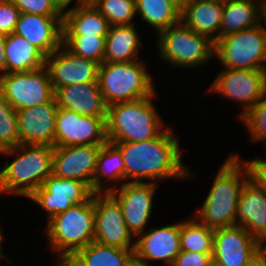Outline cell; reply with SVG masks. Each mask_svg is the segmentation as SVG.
Masks as SVG:
<instances>
[{"label":"cell","instance_id":"25","mask_svg":"<svg viewBox=\"0 0 266 266\" xmlns=\"http://www.w3.org/2000/svg\"><path fill=\"white\" fill-rule=\"evenodd\" d=\"M119 183L121 186L125 183V164L120 150L107 141L98 155L93 175V193H108L119 187Z\"/></svg>","mask_w":266,"mask_h":266},{"label":"cell","instance_id":"9","mask_svg":"<svg viewBox=\"0 0 266 266\" xmlns=\"http://www.w3.org/2000/svg\"><path fill=\"white\" fill-rule=\"evenodd\" d=\"M218 94L240 105L239 118L266 96V70L221 68L205 93Z\"/></svg>","mask_w":266,"mask_h":266},{"label":"cell","instance_id":"46","mask_svg":"<svg viewBox=\"0 0 266 266\" xmlns=\"http://www.w3.org/2000/svg\"><path fill=\"white\" fill-rule=\"evenodd\" d=\"M260 251L266 256V237L260 241Z\"/></svg>","mask_w":266,"mask_h":266},{"label":"cell","instance_id":"49","mask_svg":"<svg viewBox=\"0 0 266 266\" xmlns=\"http://www.w3.org/2000/svg\"><path fill=\"white\" fill-rule=\"evenodd\" d=\"M4 151H5V148L0 144V155L1 156H2Z\"/></svg>","mask_w":266,"mask_h":266},{"label":"cell","instance_id":"18","mask_svg":"<svg viewBox=\"0 0 266 266\" xmlns=\"http://www.w3.org/2000/svg\"><path fill=\"white\" fill-rule=\"evenodd\" d=\"M45 66L49 71L54 92L66 85L98 83L99 64L74 55L63 45L46 57Z\"/></svg>","mask_w":266,"mask_h":266},{"label":"cell","instance_id":"22","mask_svg":"<svg viewBox=\"0 0 266 266\" xmlns=\"http://www.w3.org/2000/svg\"><path fill=\"white\" fill-rule=\"evenodd\" d=\"M55 98L59 108H65L83 116L107 117L108 105L98 83L59 87L55 91Z\"/></svg>","mask_w":266,"mask_h":266},{"label":"cell","instance_id":"39","mask_svg":"<svg viewBox=\"0 0 266 266\" xmlns=\"http://www.w3.org/2000/svg\"><path fill=\"white\" fill-rule=\"evenodd\" d=\"M1 120H18V116L12 105L0 94V121Z\"/></svg>","mask_w":266,"mask_h":266},{"label":"cell","instance_id":"33","mask_svg":"<svg viewBox=\"0 0 266 266\" xmlns=\"http://www.w3.org/2000/svg\"><path fill=\"white\" fill-rule=\"evenodd\" d=\"M90 1L108 20L110 26L137 24L135 23L137 20L135 0Z\"/></svg>","mask_w":266,"mask_h":266},{"label":"cell","instance_id":"40","mask_svg":"<svg viewBox=\"0 0 266 266\" xmlns=\"http://www.w3.org/2000/svg\"><path fill=\"white\" fill-rule=\"evenodd\" d=\"M5 38L6 35L0 34V76L6 74Z\"/></svg>","mask_w":266,"mask_h":266},{"label":"cell","instance_id":"26","mask_svg":"<svg viewBox=\"0 0 266 266\" xmlns=\"http://www.w3.org/2000/svg\"><path fill=\"white\" fill-rule=\"evenodd\" d=\"M138 27L134 25L110 26L106 36L104 62H131L142 58V39ZM138 56V57H137Z\"/></svg>","mask_w":266,"mask_h":266},{"label":"cell","instance_id":"42","mask_svg":"<svg viewBox=\"0 0 266 266\" xmlns=\"http://www.w3.org/2000/svg\"><path fill=\"white\" fill-rule=\"evenodd\" d=\"M259 26L266 35V0L262 1L259 12Z\"/></svg>","mask_w":266,"mask_h":266},{"label":"cell","instance_id":"7","mask_svg":"<svg viewBox=\"0 0 266 266\" xmlns=\"http://www.w3.org/2000/svg\"><path fill=\"white\" fill-rule=\"evenodd\" d=\"M156 36L158 58L169 67L193 70L210 64V60L213 62L215 43L205 35L186 27L181 21Z\"/></svg>","mask_w":266,"mask_h":266},{"label":"cell","instance_id":"1","mask_svg":"<svg viewBox=\"0 0 266 266\" xmlns=\"http://www.w3.org/2000/svg\"><path fill=\"white\" fill-rule=\"evenodd\" d=\"M178 136L167 126L156 138L141 142H112L125 164V182L187 180L195 174L184 164Z\"/></svg>","mask_w":266,"mask_h":266},{"label":"cell","instance_id":"23","mask_svg":"<svg viewBox=\"0 0 266 266\" xmlns=\"http://www.w3.org/2000/svg\"><path fill=\"white\" fill-rule=\"evenodd\" d=\"M108 20L90 0L71 6L63 13V35L107 36Z\"/></svg>","mask_w":266,"mask_h":266},{"label":"cell","instance_id":"41","mask_svg":"<svg viewBox=\"0 0 266 266\" xmlns=\"http://www.w3.org/2000/svg\"><path fill=\"white\" fill-rule=\"evenodd\" d=\"M246 266H266V256L259 251Z\"/></svg>","mask_w":266,"mask_h":266},{"label":"cell","instance_id":"17","mask_svg":"<svg viewBox=\"0 0 266 266\" xmlns=\"http://www.w3.org/2000/svg\"><path fill=\"white\" fill-rule=\"evenodd\" d=\"M102 145L55 146L52 174L84 182L93 192V175Z\"/></svg>","mask_w":266,"mask_h":266},{"label":"cell","instance_id":"12","mask_svg":"<svg viewBox=\"0 0 266 266\" xmlns=\"http://www.w3.org/2000/svg\"><path fill=\"white\" fill-rule=\"evenodd\" d=\"M107 117L83 116L59 108L55 124V146L103 145L106 143Z\"/></svg>","mask_w":266,"mask_h":266},{"label":"cell","instance_id":"47","mask_svg":"<svg viewBox=\"0 0 266 266\" xmlns=\"http://www.w3.org/2000/svg\"><path fill=\"white\" fill-rule=\"evenodd\" d=\"M202 1H208V2H211V3L224 4L227 0H202Z\"/></svg>","mask_w":266,"mask_h":266},{"label":"cell","instance_id":"24","mask_svg":"<svg viewBox=\"0 0 266 266\" xmlns=\"http://www.w3.org/2000/svg\"><path fill=\"white\" fill-rule=\"evenodd\" d=\"M223 4L192 0L180 14V21L214 43L220 38Z\"/></svg>","mask_w":266,"mask_h":266},{"label":"cell","instance_id":"32","mask_svg":"<svg viewBox=\"0 0 266 266\" xmlns=\"http://www.w3.org/2000/svg\"><path fill=\"white\" fill-rule=\"evenodd\" d=\"M106 36L63 35L62 45L74 55L104 62Z\"/></svg>","mask_w":266,"mask_h":266},{"label":"cell","instance_id":"34","mask_svg":"<svg viewBox=\"0 0 266 266\" xmlns=\"http://www.w3.org/2000/svg\"><path fill=\"white\" fill-rule=\"evenodd\" d=\"M239 119L249 133L248 142H262L266 147V96L249 108Z\"/></svg>","mask_w":266,"mask_h":266},{"label":"cell","instance_id":"27","mask_svg":"<svg viewBox=\"0 0 266 266\" xmlns=\"http://www.w3.org/2000/svg\"><path fill=\"white\" fill-rule=\"evenodd\" d=\"M134 249L102 245L96 241L78 250L62 266H134Z\"/></svg>","mask_w":266,"mask_h":266},{"label":"cell","instance_id":"38","mask_svg":"<svg viewBox=\"0 0 266 266\" xmlns=\"http://www.w3.org/2000/svg\"><path fill=\"white\" fill-rule=\"evenodd\" d=\"M0 144L4 148L19 145L18 120L0 121Z\"/></svg>","mask_w":266,"mask_h":266},{"label":"cell","instance_id":"29","mask_svg":"<svg viewBox=\"0 0 266 266\" xmlns=\"http://www.w3.org/2000/svg\"><path fill=\"white\" fill-rule=\"evenodd\" d=\"M263 0H227L223 4L220 37L259 25Z\"/></svg>","mask_w":266,"mask_h":266},{"label":"cell","instance_id":"13","mask_svg":"<svg viewBox=\"0 0 266 266\" xmlns=\"http://www.w3.org/2000/svg\"><path fill=\"white\" fill-rule=\"evenodd\" d=\"M93 192L82 181L48 176L28 199L42 208L50 220L54 215L67 211L70 207L85 202Z\"/></svg>","mask_w":266,"mask_h":266},{"label":"cell","instance_id":"48","mask_svg":"<svg viewBox=\"0 0 266 266\" xmlns=\"http://www.w3.org/2000/svg\"><path fill=\"white\" fill-rule=\"evenodd\" d=\"M159 264H156L155 266H157ZM134 266H150V265H145V264H142V263H135ZM161 266V265H159Z\"/></svg>","mask_w":266,"mask_h":266},{"label":"cell","instance_id":"16","mask_svg":"<svg viewBox=\"0 0 266 266\" xmlns=\"http://www.w3.org/2000/svg\"><path fill=\"white\" fill-rule=\"evenodd\" d=\"M260 251V241L242 226L214 230V266H246Z\"/></svg>","mask_w":266,"mask_h":266},{"label":"cell","instance_id":"2","mask_svg":"<svg viewBox=\"0 0 266 266\" xmlns=\"http://www.w3.org/2000/svg\"><path fill=\"white\" fill-rule=\"evenodd\" d=\"M252 175L249 161L231 153L214 174L212 185L194 215L210 229L236 225L237 203L246 180Z\"/></svg>","mask_w":266,"mask_h":266},{"label":"cell","instance_id":"19","mask_svg":"<svg viewBox=\"0 0 266 266\" xmlns=\"http://www.w3.org/2000/svg\"><path fill=\"white\" fill-rule=\"evenodd\" d=\"M57 110L55 96L49 102L17 110L19 144L55 147Z\"/></svg>","mask_w":266,"mask_h":266},{"label":"cell","instance_id":"8","mask_svg":"<svg viewBox=\"0 0 266 266\" xmlns=\"http://www.w3.org/2000/svg\"><path fill=\"white\" fill-rule=\"evenodd\" d=\"M214 59L222 68L266 70V35L258 25L221 36L215 42Z\"/></svg>","mask_w":266,"mask_h":266},{"label":"cell","instance_id":"10","mask_svg":"<svg viewBox=\"0 0 266 266\" xmlns=\"http://www.w3.org/2000/svg\"><path fill=\"white\" fill-rule=\"evenodd\" d=\"M0 94L16 111L49 102L55 96L45 65L37 70L0 76Z\"/></svg>","mask_w":266,"mask_h":266},{"label":"cell","instance_id":"14","mask_svg":"<svg viewBox=\"0 0 266 266\" xmlns=\"http://www.w3.org/2000/svg\"><path fill=\"white\" fill-rule=\"evenodd\" d=\"M156 227L151 226L135 239V263L155 266L153 261H161V266H171L181 251V220Z\"/></svg>","mask_w":266,"mask_h":266},{"label":"cell","instance_id":"43","mask_svg":"<svg viewBox=\"0 0 266 266\" xmlns=\"http://www.w3.org/2000/svg\"><path fill=\"white\" fill-rule=\"evenodd\" d=\"M55 3L64 11L67 8H70L71 2H74L73 6L85 2L87 0H54Z\"/></svg>","mask_w":266,"mask_h":266},{"label":"cell","instance_id":"44","mask_svg":"<svg viewBox=\"0 0 266 266\" xmlns=\"http://www.w3.org/2000/svg\"><path fill=\"white\" fill-rule=\"evenodd\" d=\"M172 5L178 10L180 13L187 7V5L192 0H170Z\"/></svg>","mask_w":266,"mask_h":266},{"label":"cell","instance_id":"5","mask_svg":"<svg viewBox=\"0 0 266 266\" xmlns=\"http://www.w3.org/2000/svg\"><path fill=\"white\" fill-rule=\"evenodd\" d=\"M156 96L108 106L107 140L109 142H141L156 138L167 127L154 104Z\"/></svg>","mask_w":266,"mask_h":266},{"label":"cell","instance_id":"20","mask_svg":"<svg viewBox=\"0 0 266 266\" xmlns=\"http://www.w3.org/2000/svg\"><path fill=\"white\" fill-rule=\"evenodd\" d=\"M14 33L24 37L47 57L62 45L63 16L20 13Z\"/></svg>","mask_w":266,"mask_h":266},{"label":"cell","instance_id":"21","mask_svg":"<svg viewBox=\"0 0 266 266\" xmlns=\"http://www.w3.org/2000/svg\"><path fill=\"white\" fill-rule=\"evenodd\" d=\"M236 225L244 227L259 241L266 237V189L253 174L241 190Z\"/></svg>","mask_w":266,"mask_h":266},{"label":"cell","instance_id":"37","mask_svg":"<svg viewBox=\"0 0 266 266\" xmlns=\"http://www.w3.org/2000/svg\"><path fill=\"white\" fill-rule=\"evenodd\" d=\"M171 266H214L213 253L180 251Z\"/></svg>","mask_w":266,"mask_h":266},{"label":"cell","instance_id":"31","mask_svg":"<svg viewBox=\"0 0 266 266\" xmlns=\"http://www.w3.org/2000/svg\"><path fill=\"white\" fill-rule=\"evenodd\" d=\"M214 230L202 224L194 215L181 221V251L213 253Z\"/></svg>","mask_w":266,"mask_h":266},{"label":"cell","instance_id":"28","mask_svg":"<svg viewBox=\"0 0 266 266\" xmlns=\"http://www.w3.org/2000/svg\"><path fill=\"white\" fill-rule=\"evenodd\" d=\"M6 73L37 70L45 65L46 56L24 37L15 33L5 38Z\"/></svg>","mask_w":266,"mask_h":266},{"label":"cell","instance_id":"11","mask_svg":"<svg viewBox=\"0 0 266 266\" xmlns=\"http://www.w3.org/2000/svg\"><path fill=\"white\" fill-rule=\"evenodd\" d=\"M159 184L152 182H125L109 193L121 206L129 232L136 239L148 229L152 219L153 203Z\"/></svg>","mask_w":266,"mask_h":266},{"label":"cell","instance_id":"3","mask_svg":"<svg viewBox=\"0 0 266 266\" xmlns=\"http://www.w3.org/2000/svg\"><path fill=\"white\" fill-rule=\"evenodd\" d=\"M54 147L19 144L5 148L2 155L12 157L0 169V195L29 198L52 174ZM15 156V157H13Z\"/></svg>","mask_w":266,"mask_h":266},{"label":"cell","instance_id":"6","mask_svg":"<svg viewBox=\"0 0 266 266\" xmlns=\"http://www.w3.org/2000/svg\"><path fill=\"white\" fill-rule=\"evenodd\" d=\"M144 61L103 62L99 65L97 82L108 106L157 95L154 78Z\"/></svg>","mask_w":266,"mask_h":266},{"label":"cell","instance_id":"45","mask_svg":"<svg viewBox=\"0 0 266 266\" xmlns=\"http://www.w3.org/2000/svg\"><path fill=\"white\" fill-rule=\"evenodd\" d=\"M5 239V237L3 236V229H2V226H1V222H0V266H3L4 264L2 263V258L4 260H7L9 263L12 262L10 261L5 254H3V240ZM2 264V265H1ZM6 266V265H5Z\"/></svg>","mask_w":266,"mask_h":266},{"label":"cell","instance_id":"30","mask_svg":"<svg viewBox=\"0 0 266 266\" xmlns=\"http://www.w3.org/2000/svg\"><path fill=\"white\" fill-rule=\"evenodd\" d=\"M136 15L147 27L159 32L180 22V12L170 0H135Z\"/></svg>","mask_w":266,"mask_h":266},{"label":"cell","instance_id":"15","mask_svg":"<svg viewBox=\"0 0 266 266\" xmlns=\"http://www.w3.org/2000/svg\"><path fill=\"white\" fill-rule=\"evenodd\" d=\"M95 241L106 246L135 249V238L126 226L121 206L108 193H94Z\"/></svg>","mask_w":266,"mask_h":266},{"label":"cell","instance_id":"4","mask_svg":"<svg viewBox=\"0 0 266 266\" xmlns=\"http://www.w3.org/2000/svg\"><path fill=\"white\" fill-rule=\"evenodd\" d=\"M45 237L54 265H63L78 250L95 241L94 193L80 204L54 215L45 225Z\"/></svg>","mask_w":266,"mask_h":266},{"label":"cell","instance_id":"36","mask_svg":"<svg viewBox=\"0 0 266 266\" xmlns=\"http://www.w3.org/2000/svg\"><path fill=\"white\" fill-rule=\"evenodd\" d=\"M19 15V8L11 0H0V34L14 33Z\"/></svg>","mask_w":266,"mask_h":266},{"label":"cell","instance_id":"35","mask_svg":"<svg viewBox=\"0 0 266 266\" xmlns=\"http://www.w3.org/2000/svg\"><path fill=\"white\" fill-rule=\"evenodd\" d=\"M20 13L38 14L43 16H63L64 11L54 0H11Z\"/></svg>","mask_w":266,"mask_h":266}]
</instances>
